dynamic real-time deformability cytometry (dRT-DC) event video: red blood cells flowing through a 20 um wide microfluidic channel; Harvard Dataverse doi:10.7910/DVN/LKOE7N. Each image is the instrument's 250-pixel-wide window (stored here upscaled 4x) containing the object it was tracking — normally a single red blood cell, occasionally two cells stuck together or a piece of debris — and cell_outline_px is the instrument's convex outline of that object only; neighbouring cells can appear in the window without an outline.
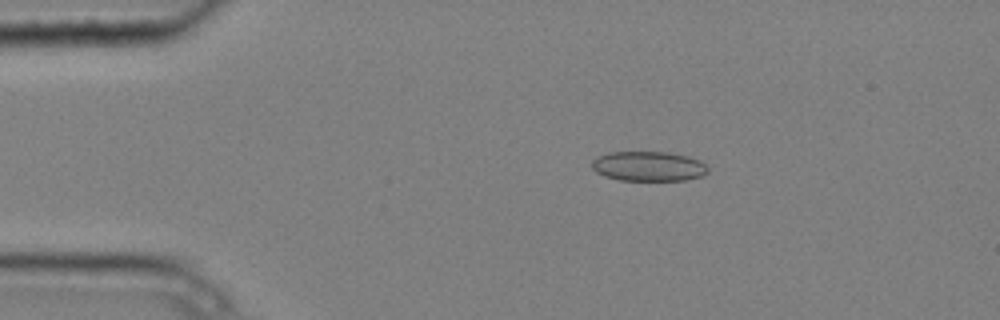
{"species": "common noctule bat (a hibernating species)", "species_latin": "Nyctalus noctula", "temperature_condition": "cold", "stored_images_in_passage": 4, "camera_frame_rate_fps": 3000, "um_per_image_px": 0.085, "animal": {"sex": "male", "body_mass_g": 20.4}, "frame": {"image": 1, "passage_image": 3, "time_ms": 0.667, "image_size_px": [1000, 320], "cell_outline_px": [[708, 172], [704, 176], [684, 180], [620, 180], [604, 176], [596, 172], [592, 168], [592, 160], [596, 156], [608, 152], [668, 152], [688, 156], [700, 160], [708, 168]], "centroid_in_image_um": [55.12, 14.13], "position_along_channel_um": 29.9, "area_um2": 20.29}}